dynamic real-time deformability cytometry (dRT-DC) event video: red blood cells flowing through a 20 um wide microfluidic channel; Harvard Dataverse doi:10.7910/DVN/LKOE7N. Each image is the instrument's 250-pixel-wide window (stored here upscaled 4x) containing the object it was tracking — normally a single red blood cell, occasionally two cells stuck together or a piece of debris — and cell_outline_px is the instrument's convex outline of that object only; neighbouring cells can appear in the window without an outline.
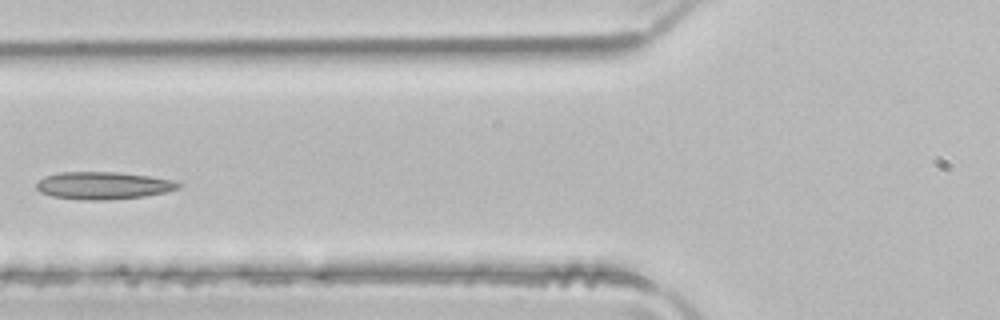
{"species": "common noctule bat (a hibernating species)", "species_latin": "Nyctalus noctula", "temperature_condition": "room temperature", "stored_images_in_passage": 5, "camera_frame_rate_fps": 3000, "um_per_image_px": 0.085, "animal": {"sex": "male", "body_mass_g": 21.5, "forearm_length_mm": 52.0}, "frame": {"image": 1, "passage_image": 4, "time_ms": 1.0, "image_size_px": [1000, 320], "cell_outline_px": [[180, 188], [164, 192], [144, 196], [108, 200], [80, 200], [52, 196], [40, 192], [36, 188], [36, 184], [44, 176], [56, 172], [116, 172], [148, 176], [172, 180], [180, 184]], "centroid_in_image_um": [8.72, 15.77], "position_along_channel_um": 117.1, "area_um2": 22.66}}
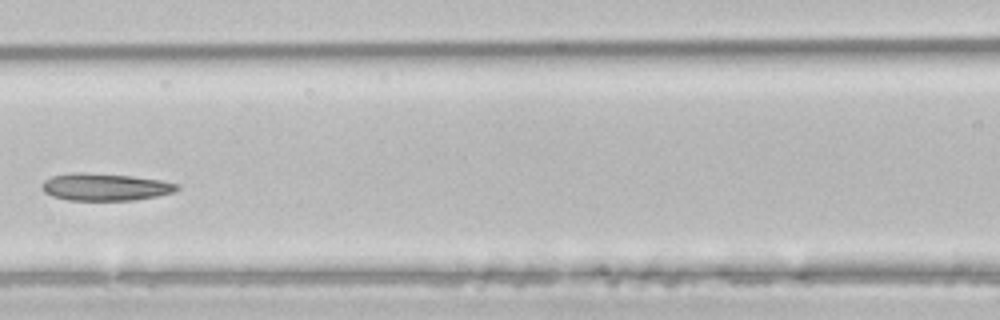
{"frame": {"image": 2, "passage_image": 5, "time_ms": 1.333, "image_size_px": [1000, 320], "cell_outline_px": [[180, 188], [172, 192], [156, 196], [132, 200], [68, 200], [52, 196], [44, 192], [44, 180], [52, 176], [72, 172], [80, 172], [132, 176], [160, 180], [180, 184]], "centroid_in_image_um": [8.95, 15.89], "position_along_channel_um": 157.7, "area_um2": 21.27}}